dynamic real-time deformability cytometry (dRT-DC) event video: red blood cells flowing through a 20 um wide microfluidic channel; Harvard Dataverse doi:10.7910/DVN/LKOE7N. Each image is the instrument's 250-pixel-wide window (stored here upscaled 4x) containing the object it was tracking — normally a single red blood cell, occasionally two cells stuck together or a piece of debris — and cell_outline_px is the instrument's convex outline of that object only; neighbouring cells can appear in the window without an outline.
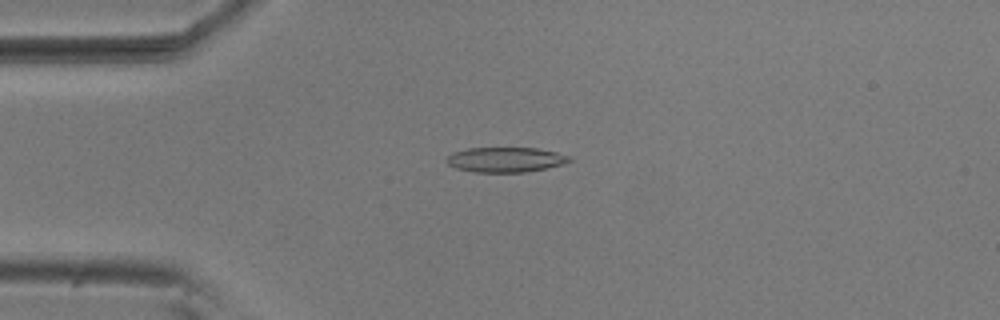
{"species": "common noctule bat (a hibernating species)", "species_latin": "Nyctalus noctula", "temperature_condition": "room temperature", "stored_images_in_passage": 47, "camera_frame_rate_fps": 3000, "um_per_image_px": 0.085, "animal": {"sex": "male", "body_mass_g": 20.5, "forearm_length_mm": 52.5}, "frame": {"image": 1, "passage_image": 8, "time_ms": 2.333, "image_size_px": [1000, 320], "cell_outline_px": [[552, 164], [540, 168], [508, 172], [496, 172], [468, 168], [480, 148], [528, 148], [548, 152]], "centroid_in_image_um": [43.33, 13.57], "position_along_channel_um": 41.7, "area_um2": 11.73}}
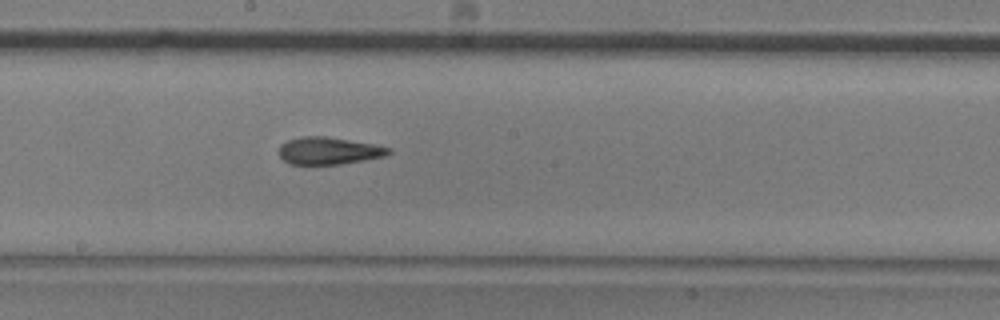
{"frame": {"image": 2, "passage_image": 24, "time_ms": 7.667, "image_size_px": [1000, 320], "cell_outline_px": [[384, 152], [372, 156], [324, 164], [300, 164], [288, 160], [284, 156], [284, 148], [288, 144], [300, 140], [336, 140], [384, 148]], "centroid_in_image_um": [27.84, 12.88], "position_along_channel_um": 220.4, "area_um2": 13.01}}
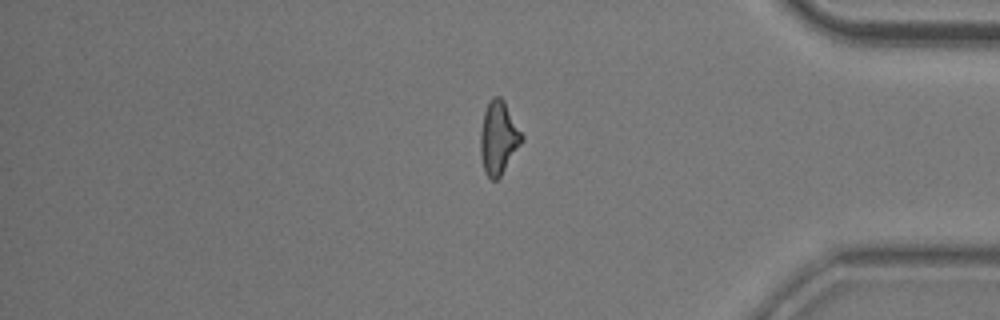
{"frame": {"image": 3, "passage_image": 40, "time_ms": 13.0, "image_size_px": [1000, 320], "cell_outline_px": [[520, 140], [500, 172], [496, 176], [492, 176], [488, 172], [484, 164], [484, 120], [488, 108], [492, 100], [500, 100], [504, 104], [520, 132]], "centroid_in_image_um": [42.41, 11.66], "position_along_channel_um": 392.8, "area_um2": 13.87}, "authors_computed_cell_mechanics": {"area_um2": 13.0628, "velocity_mm_per_s": 3.7197, "shape_relaxation_time_tau1_ms": null, "shape_relaxation_time_tau2_ms": 2.2666, "deformation_change_tau1": null, "deformation_change_tau2": 0.0977}}